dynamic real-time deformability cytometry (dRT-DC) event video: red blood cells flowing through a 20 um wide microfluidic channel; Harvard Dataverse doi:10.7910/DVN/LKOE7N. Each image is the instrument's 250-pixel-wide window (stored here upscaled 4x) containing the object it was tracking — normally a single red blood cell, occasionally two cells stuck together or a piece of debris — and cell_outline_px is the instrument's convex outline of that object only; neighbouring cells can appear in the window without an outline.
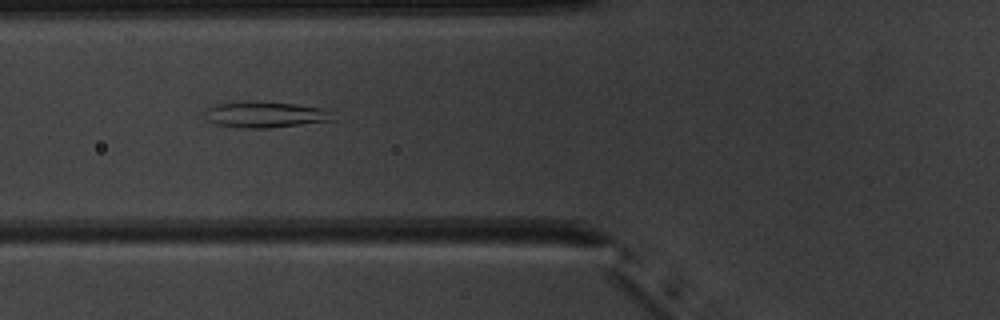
{"species": "common noctule bat (a hibernating species)", "species_latin": "Nyctalus noctula", "temperature_condition": "warm", "stored_images_in_passage": 44, "camera_frame_rate_fps": 3000, "um_per_image_px": 0.085, "animal": {"sex": "male", "body_mass_g": 20.1, "forearm_length_mm": 53.5}, "frame": {"image": 1, "passage_image": 13, "time_ms": 4.0, "image_size_px": [1000, 320], "cell_outline_px": [[336, 120], [268, 128], [240, 128], [216, 124], [208, 120], [204, 112], [208, 108], [220, 104], [244, 100], [256, 100], [296, 104], [324, 108]], "centroid_in_image_um": [22.53, 9.72], "position_along_channel_um": 103.3, "area_um2": 19.54}}
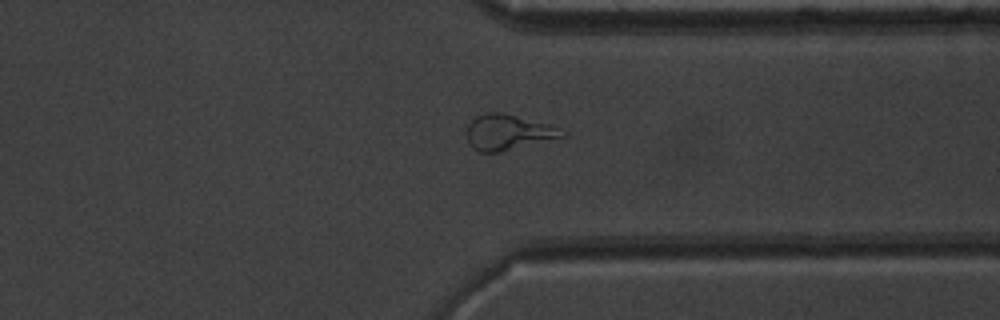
{"frame": {"image": 2, "passage_image": 33, "time_ms": 10.667, "image_size_px": [1000, 320], "cell_outline_px": [[568, 136], [496, 152], [480, 152], [472, 148], [468, 144], [468, 124], [476, 116], [488, 112], [504, 112], [544, 124], [568, 132]], "centroid_in_image_um": [43.16, 11.24], "position_along_channel_um": 368.2, "area_um2": 19.31}}
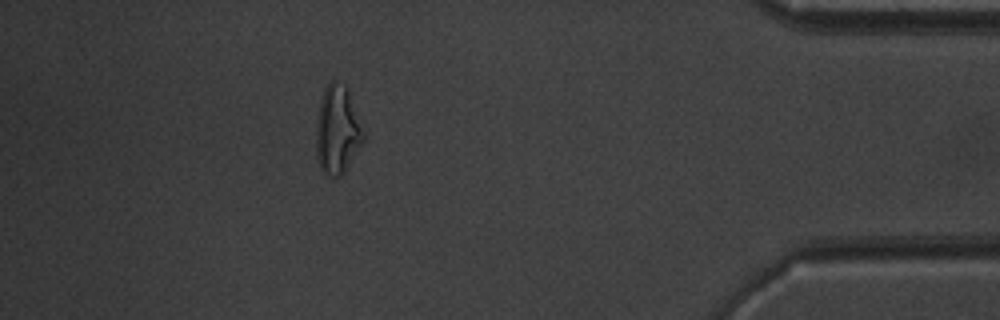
{"frame": {"image": 3, "passage_image": 39, "time_ms": 12.667, "image_size_px": [1000, 320], "cell_outline_px": [[364, 144], [344, 172], [340, 176], [332, 180], [324, 176], [320, 172], [316, 156], [316, 124], [320, 100], [324, 88], [332, 80], [336, 80], [348, 88], [364, 132]], "centroid_in_image_um": [28.67, 11.12], "position_along_channel_um": 406.5, "area_um2": 25.09}, "authors_computed_cell_mechanics": {"area_um2": 19.4208, "velocity_mm_per_s": 3.9802, "shape_relaxation_time_tau1_ms": null, "shape_relaxation_time_tau2_ms": 1.9616, "deformation_change_tau1": null, "deformation_change_tau2": 0.0953}}